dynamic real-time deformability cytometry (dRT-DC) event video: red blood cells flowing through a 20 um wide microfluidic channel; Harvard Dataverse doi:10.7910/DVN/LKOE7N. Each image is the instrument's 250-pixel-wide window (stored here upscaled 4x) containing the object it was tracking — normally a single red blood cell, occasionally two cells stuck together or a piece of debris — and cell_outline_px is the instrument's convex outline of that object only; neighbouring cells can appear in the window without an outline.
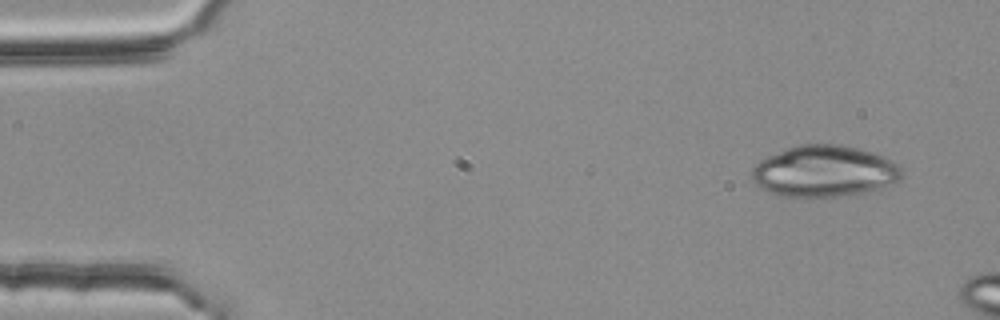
{"species": "common noctule bat (a hibernating species)", "species_latin": "Nyctalus noctula", "temperature_condition": "room temperature", "stored_images_in_passage": 3, "camera_frame_rate_fps": 3000, "um_per_image_px": 0.085, "animal": {"sex": "female", "body_mass_g": 25.1}, "frame": {"image": 1, "passage_image": 1, "time_ms": 0.0, "image_size_px": [1000, 320], "cell_outline_px": [[900, 180], [876, 188], [860, 192], [840, 196], [780, 196], [760, 188], [752, 180], [752, 168], [760, 160], [768, 156], [788, 148], [800, 144], [840, 144], [872, 152], [884, 156], [900, 164]], "centroid_in_image_um": [70.03, 14.54], "position_along_channel_um": 15.0, "area_um2": 44.33}}